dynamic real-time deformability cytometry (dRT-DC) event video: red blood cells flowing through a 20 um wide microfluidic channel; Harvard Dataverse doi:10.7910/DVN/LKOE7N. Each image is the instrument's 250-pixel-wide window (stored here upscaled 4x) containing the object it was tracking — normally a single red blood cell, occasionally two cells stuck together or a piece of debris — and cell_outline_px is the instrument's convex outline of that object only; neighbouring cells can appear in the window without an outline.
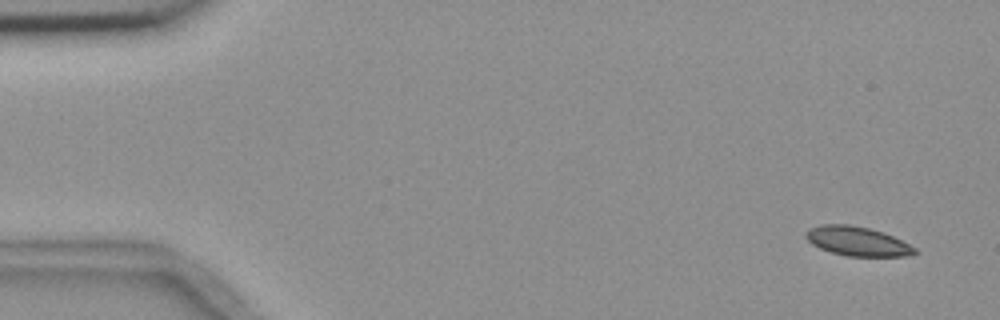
{"species": "common noctule bat (a hibernating species)", "species_latin": "Nyctalus noctula", "temperature_condition": "room temperature", "stored_images_in_passage": 5, "camera_frame_rate_fps": 3000, "um_per_image_px": 0.085, "animal": {"sex": "female", "body_mass_g": 18.4}, "frame": {"image": 1, "passage_image": 1, "time_ms": 0.0, "image_size_px": [1000, 320], "cell_outline_px": [[916, 252], [904, 256], [848, 256], [832, 252], [820, 248], [812, 244], [804, 236], [804, 232], [808, 228], [820, 224], [848, 224], [868, 228], [884, 232], [916, 248]], "centroid_in_image_um": [72.81, 20.49], "position_along_channel_um": 12.2, "area_um2": 18.44}}
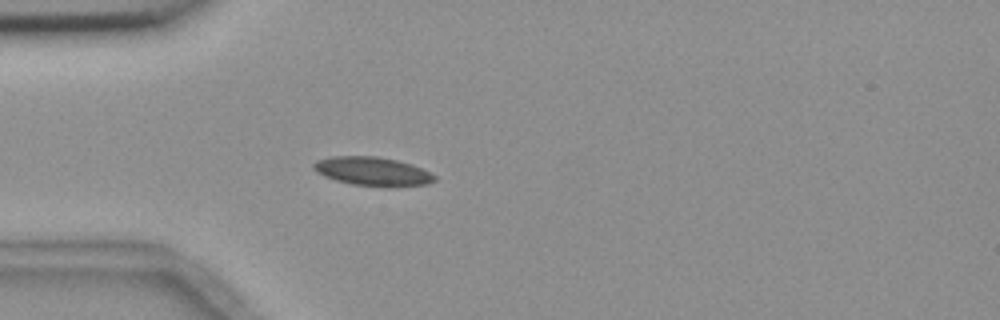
{"frame": {"image": 2, "passage_image": 5, "time_ms": 4.333, "image_size_px": [1000, 320], "cell_outline_px": [[436, 180], [428, 184], [396, 188], [384, 188], [352, 184], [336, 180], [324, 176], [316, 172], [312, 168], [312, 164], [316, 160], [332, 156], [376, 156], [396, 160], [412, 164], [436, 176]], "centroid_in_image_um": [31.67, 14.59], "position_along_channel_um": 53.3, "area_um2": 20.69}}